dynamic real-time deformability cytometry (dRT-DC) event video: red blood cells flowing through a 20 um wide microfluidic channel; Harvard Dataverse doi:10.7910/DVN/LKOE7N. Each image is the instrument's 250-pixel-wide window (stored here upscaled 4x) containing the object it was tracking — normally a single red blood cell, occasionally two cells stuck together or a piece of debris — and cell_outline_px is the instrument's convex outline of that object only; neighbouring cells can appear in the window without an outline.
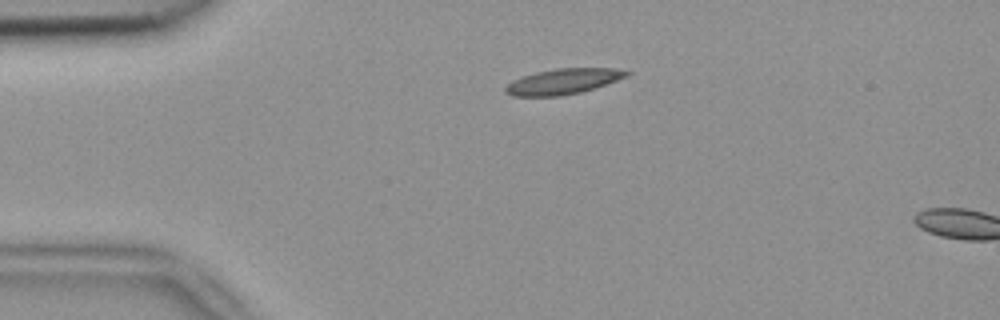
{"species": "common noctule bat (a hibernating species)", "species_latin": "Nyctalus noctula", "temperature_condition": "room temperature", "stored_images_in_passage": 2, "camera_frame_rate_fps": 3000, "um_per_image_px": 0.085, "animal": {"sex": "female", "body_mass_g": 18.4}, "frame": {"image": 1, "passage_image": 1, "time_ms": 0.0, "image_size_px": [1000, 320], "cell_outline_px": [[632, 72], [628, 76], [580, 92], [560, 96], [512, 96], [504, 92], [504, 88], [512, 80], [536, 72], [556, 68], [612, 68]], "centroid_in_image_um": [47.82, 6.92], "position_along_channel_um": 37.2, "area_um2": 17.8}}